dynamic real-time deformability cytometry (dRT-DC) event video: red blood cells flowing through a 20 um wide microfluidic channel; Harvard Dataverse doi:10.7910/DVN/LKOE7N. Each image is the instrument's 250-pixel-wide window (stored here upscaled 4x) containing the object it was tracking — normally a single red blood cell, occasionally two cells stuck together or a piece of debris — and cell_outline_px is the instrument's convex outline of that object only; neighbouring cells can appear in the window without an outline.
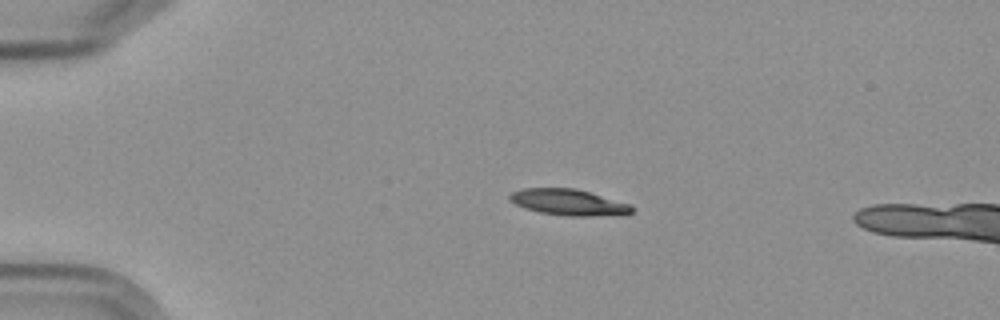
{"species": "Egyptian fruit bat (a non-hibernating species)", "species_latin": "Rousettus aegyptiacus", "temperature_condition": "cold", "stored_images_in_passage": 5, "camera_frame_rate_fps": 3000, "um_per_image_px": 0.085, "frame": {"image": 1, "passage_image": 3, "time_ms": 2.333, "image_size_px": [1000, 320], "cell_outline_px": [[636, 208], [632, 212], [624, 216], [568, 216], [540, 212], [524, 208], [508, 200], [508, 196], [512, 192], [524, 188], [576, 188], [628, 204]], "centroid_in_image_um": [48.35, 17.21], "position_along_channel_um": 36.6, "area_um2": 18.73}}
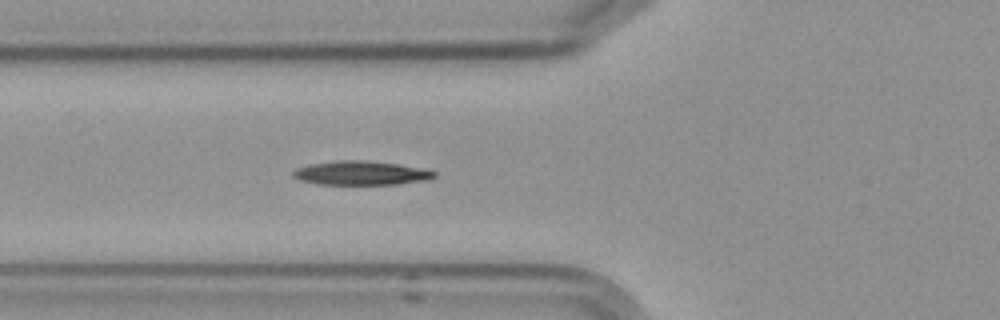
{"frame": {"image": 2, "passage_image": 5, "time_ms": 5.333, "image_size_px": [1000, 320], "cell_outline_px": [[436, 176], [428, 180], [396, 184], [320, 184], [300, 180], [292, 176], [292, 172], [296, 168], [312, 164], [336, 160], [368, 160], [400, 164], [428, 168], [436, 172]], "centroid_in_image_um": [30.75, 14.69], "position_along_channel_um": 95.0, "area_um2": 19.94}}